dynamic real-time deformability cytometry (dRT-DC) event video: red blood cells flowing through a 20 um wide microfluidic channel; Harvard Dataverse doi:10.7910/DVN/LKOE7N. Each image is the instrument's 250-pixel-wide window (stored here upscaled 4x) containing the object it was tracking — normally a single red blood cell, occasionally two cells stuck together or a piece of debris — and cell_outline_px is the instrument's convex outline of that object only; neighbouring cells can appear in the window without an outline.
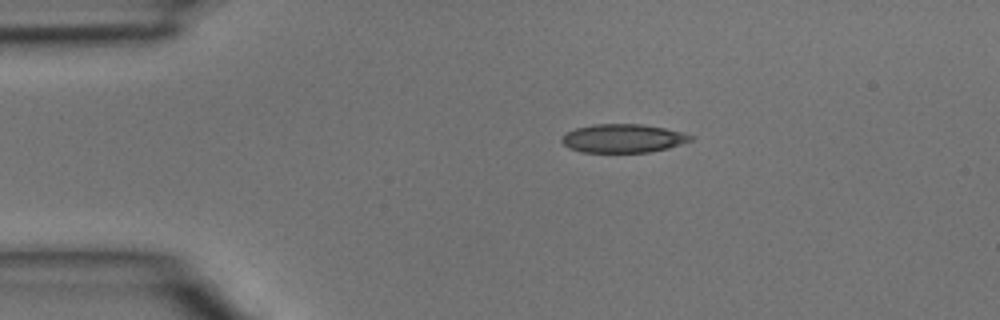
{"species": "common noctule bat (a hibernating species)", "species_latin": "Nyctalus noctula", "temperature_condition": "room temperature", "stored_images_in_passage": 3, "camera_frame_rate_fps": 3000, "um_per_image_px": 0.085, "animal": {"sex": "male", "body_mass_g": 15.6}, "frame": {"image": 1, "passage_image": 2, "time_ms": 0.333, "image_size_px": [1000, 320], "cell_outline_px": [[692, 140], [668, 148], [652, 152], [580, 152], [568, 148], [560, 140], [568, 132], [576, 128], [592, 124], [644, 124], [684, 132], [692, 136]], "centroid_in_image_um": [52.96, 11.76], "position_along_channel_um": 32.0, "area_um2": 21.44}}